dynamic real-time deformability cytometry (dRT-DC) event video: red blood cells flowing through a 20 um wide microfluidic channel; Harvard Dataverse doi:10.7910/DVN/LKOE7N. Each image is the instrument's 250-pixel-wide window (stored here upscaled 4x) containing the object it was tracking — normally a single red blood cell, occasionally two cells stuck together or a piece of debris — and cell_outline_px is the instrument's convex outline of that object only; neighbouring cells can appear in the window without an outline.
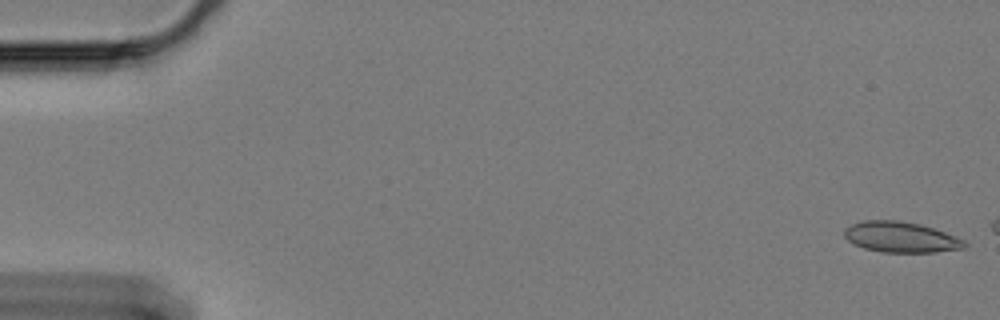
{"species": "Egyptian fruit bat (a non-hibernating species)", "species_latin": "Rousettus aegyptiacus", "temperature_condition": "cold", "stored_images_in_passage": 13, "camera_frame_rate_fps": 3000, "um_per_image_px": 0.085, "animal": {"sex": "female"}, "frame": {"image": 1, "passage_image": 1, "time_ms": 0.0, "image_size_px": [1000, 320], "cell_outline_px": [[968, 244], [964, 248], [936, 252], [884, 252], [864, 248], [848, 240], [844, 236], [844, 228], [852, 224], [864, 220], [896, 220], [920, 224], [944, 232], [964, 240]], "centroid_in_image_um": [76.57, 20.15], "position_along_channel_um": 8.4, "area_um2": 21.27}}